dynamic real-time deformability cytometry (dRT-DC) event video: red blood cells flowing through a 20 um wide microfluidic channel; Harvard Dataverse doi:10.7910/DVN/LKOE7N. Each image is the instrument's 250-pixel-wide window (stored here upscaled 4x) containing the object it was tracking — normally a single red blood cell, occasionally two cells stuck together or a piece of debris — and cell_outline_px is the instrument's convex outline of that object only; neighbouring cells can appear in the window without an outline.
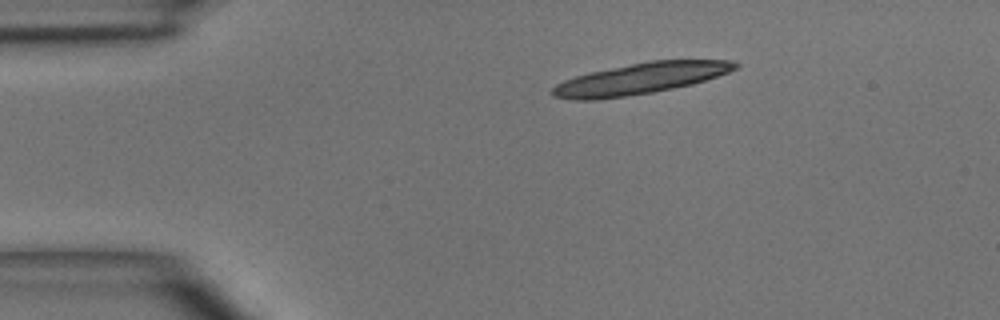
{"species": "common noctule bat (a hibernating species)", "species_latin": "Nyctalus noctula", "temperature_condition": "room temperature", "stored_images_in_passage": 4, "camera_frame_rate_fps": 3000, "um_per_image_px": 0.085, "animal": {"sex": "male", "body_mass_g": 15.6}, "frame": {"image": 1, "passage_image": 1, "time_ms": 0.0, "image_size_px": [1000, 320], "cell_outline_px": [[740, 64], [736, 68], [728, 72], [692, 84], [652, 92], [596, 100], [572, 100], [552, 96], [552, 88], [556, 84], [564, 80], [576, 76], [592, 72], [648, 60], [732, 60]], "centroid_in_image_um": [54.41, 6.68], "position_along_channel_um": 30.6, "area_um2": 32.77}}
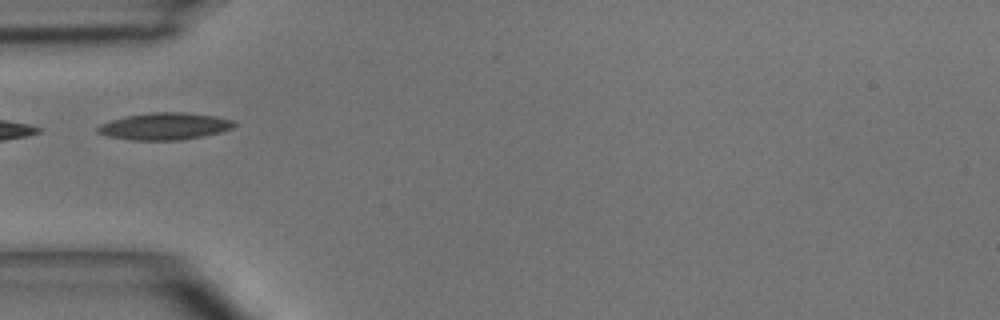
{"frame": {"image": 2, "passage_image": 3, "time_ms": 2.333, "image_size_px": [1000, 320], "cell_outline_px": [[236, 124], [232, 128], [220, 132], [204, 136], [180, 140], [132, 140], [108, 136], [96, 132], [96, 128], [100, 124], [112, 120], [128, 116], [152, 112], [184, 112], [216, 116], [236, 120]], "centroid_in_image_um": [14.03, 10.73], "position_along_channel_um": 71.0, "area_um2": 21.5}}